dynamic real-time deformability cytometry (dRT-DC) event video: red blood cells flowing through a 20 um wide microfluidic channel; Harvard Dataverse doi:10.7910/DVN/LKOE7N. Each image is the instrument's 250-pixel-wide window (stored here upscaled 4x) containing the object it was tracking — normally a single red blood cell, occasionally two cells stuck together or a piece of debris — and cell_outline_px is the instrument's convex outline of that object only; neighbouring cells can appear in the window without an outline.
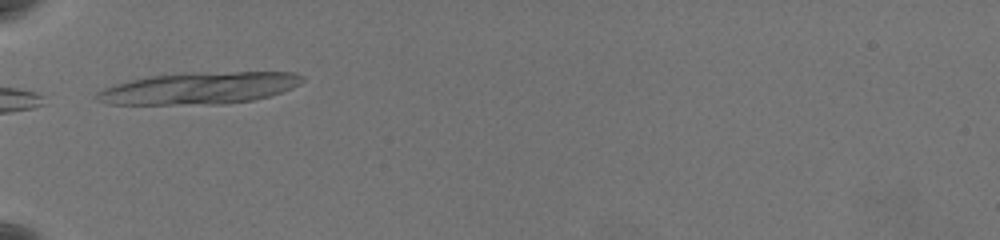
{"species": "common noctule bat (a hibernating species)", "species_latin": "Nyctalus noctula", "temperature_condition": "warm", "stored_images_in_passage": 38, "camera_frame_rate_fps": 3000, "um_per_image_px": 0.085, "animal": {"sex": "female", "body_mass_g": 19.5, "forearm_length_mm": 54.1}, "frame": {"image": 1, "passage_image": 1, "time_ms": 0.0, "image_size_px": [1000, 240], "cell_outline_px": [[304, 80], [300, 84], [292, 88], [268, 96], [252, 100], [224, 104], [108, 104], [96, 100], [92, 96], [100, 88], [148, 76], [236, 72], [292, 72], [304, 76]], "centroid_in_image_um": [16.9, 7.51], "position_along_channel_um": 68.1, "area_um2": 37.74}}